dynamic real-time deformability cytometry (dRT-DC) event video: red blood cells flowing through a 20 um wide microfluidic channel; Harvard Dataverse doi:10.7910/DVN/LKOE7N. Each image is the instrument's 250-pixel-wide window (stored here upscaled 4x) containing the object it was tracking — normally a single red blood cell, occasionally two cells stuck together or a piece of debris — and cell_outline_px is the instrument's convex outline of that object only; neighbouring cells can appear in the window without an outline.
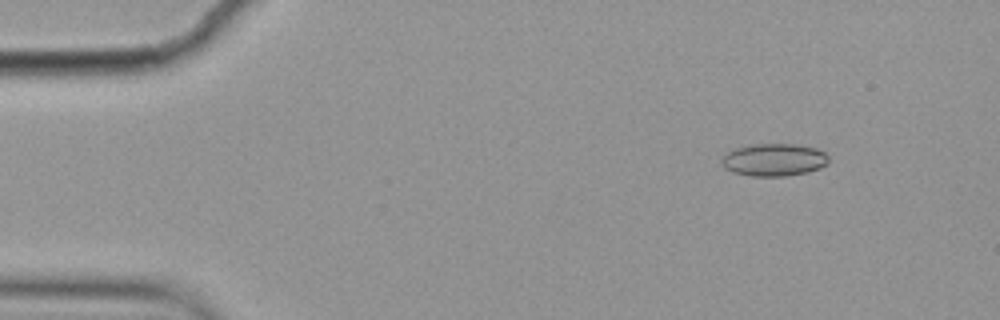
{"species": "common noctule bat (a hibernating species)", "species_latin": "Nyctalus noctula", "temperature_condition": "cold", "stored_images_in_passage": 6, "camera_frame_rate_fps": 3000, "um_per_image_px": 0.085, "animal": {"sex": "female", "body_mass_g": 19.9}, "frame": {"image": 1, "passage_image": 2, "time_ms": 0.333, "image_size_px": [1000, 320], "cell_outline_px": [[828, 164], [820, 168], [808, 172], [784, 176], [752, 176], [732, 172], [724, 168], [720, 164], [720, 160], [728, 152], [736, 148], [752, 144], [796, 144], [816, 148], [824, 152], [828, 156]], "centroid_in_image_um": [65.78, 13.59], "position_along_channel_um": 19.2, "area_um2": 20.4}}
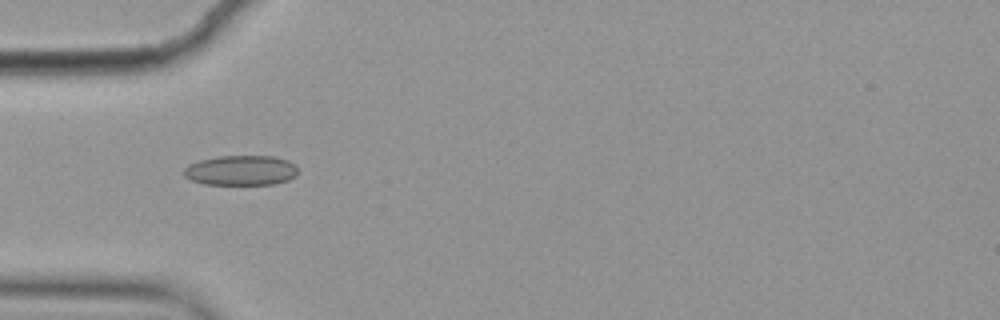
{"frame": {"image": 2, "passage_image": 5, "time_ms": 1.333, "image_size_px": [1000, 320], "cell_outline_px": [[296, 176], [288, 180], [272, 184], [204, 184], [192, 180], [184, 176], [184, 168], [188, 164], [200, 160], [216, 156], [276, 156], [288, 160], [296, 164]], "centroid_in_image_um": [20.48, 14.47], "position_along_channel_um": 64.5, "area_um2": 20.0}}
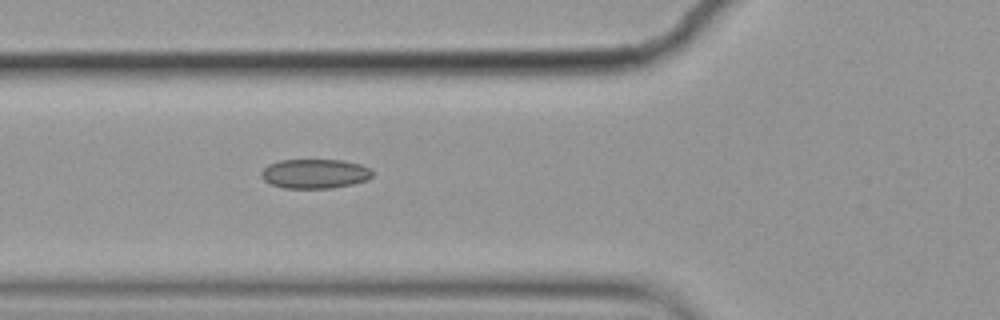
{"frame": {"image": 3, "passage_image": 6, "time_ms": 1.667, "image_size_px": [1000, 320], "cell_outline_px": [[372, 176], [368, 180], [352, 184], [332, 188], [284, 188], [272, 184], [264, 180], [260, 176], [260, 172], [268, 164], [280, 160], [344, 160], [360, 164], [368, 168], [372, 172]], "centroid_in_image_um": [26.75, 14.76], "position_along_channel_um": 99.1, "area_um2": 19.07}}